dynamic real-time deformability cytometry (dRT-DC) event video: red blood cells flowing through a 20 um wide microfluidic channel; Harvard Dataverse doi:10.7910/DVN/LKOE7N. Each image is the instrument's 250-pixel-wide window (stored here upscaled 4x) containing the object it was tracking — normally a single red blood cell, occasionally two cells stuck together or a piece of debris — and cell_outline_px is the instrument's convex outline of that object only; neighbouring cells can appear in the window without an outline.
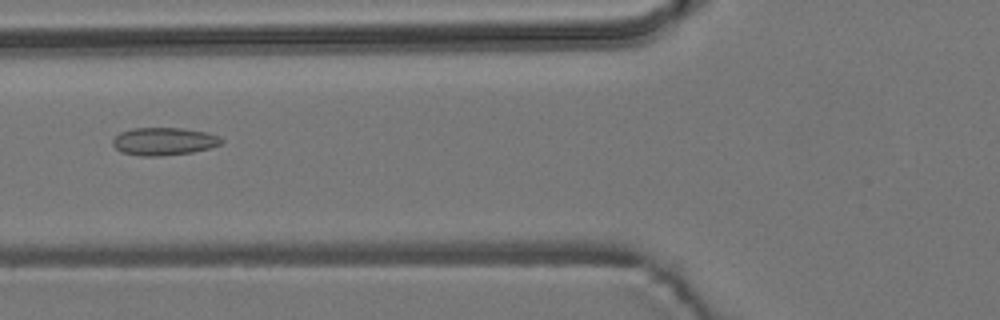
{"species": "common noctule bat (a hibernating species)", "species_latin": "Nyctalus noctula", "temperature_condition": "room temperature", "stored_images_in_passage": 54, "camera_frame_rate_fps": 3000, "um_per_image_px": 0.085, "animal": {"sex": "male", "body_mass_g": 19.2, "forearm_length_mm": 51.8}, "frame": {"image": 1, "passage_image": 21, "time_ms": 6.667, "image_size_px": [1000, 320], "cell_outline_px": [[224, 140], [220, 144], [208, 148], [192, 152], [160, 156], [140, 156], [120, 152], [112, 144], [112, 140], [120, 132], [132, 128], [184, 128], [204, 132], [220, 136]], "centroid_in_image_um": [13.9, 12.01], "position_along_channel_um": 111.9, "area_um2": 17.57}}
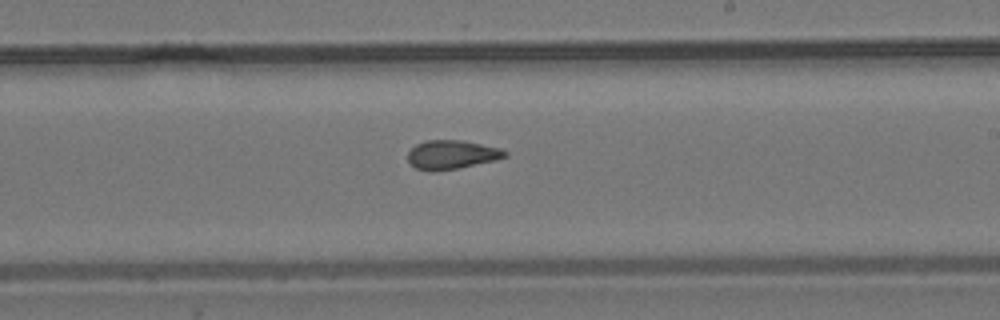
{"frame": {"image": 2, "passage_image": 32, "time_ms": 10.333, "image_size_px": [1000, 320], "cell_outline_px": [[508, 156], [496, 160], [460, 168], [432, 172], [428, 172], [416, 168], [408, 160], [408, 152], [416, 144], [428, 140], [464, 140], [500, 148], [508, 152]], "centroid_in_image_um": [38.41, 13.15], "position_along_channel_um": 250.6, "area_um2": 16.53}}
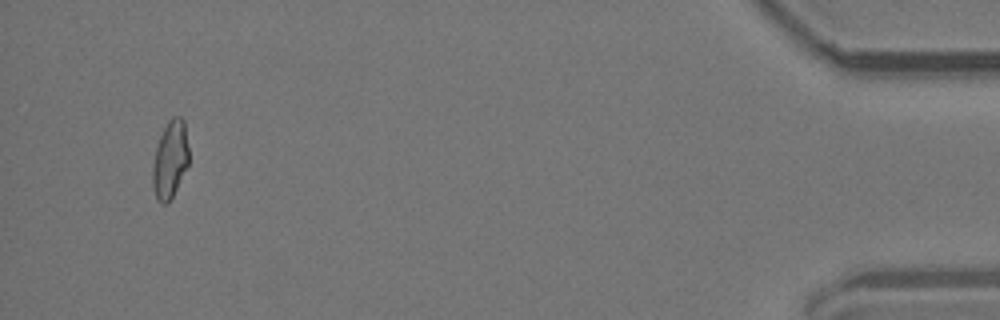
{"frame": {"image": 3, "passage_image": 52, "time_ms": 17.0, "image_size_px": [1000, 320], "cell_outline_px": [[188, 164], [168, 204], [160, 204], [156, 200], [152, 188], [152, 164], [156, 148], [160, 136], [168, 120], [172, 116], [180, 116], [184, 120], [188, 148]], "centroid_in_image_um": [14.43, 13.58], "position_along_channel_um": 420.8, "area_um2": 16.42}, "authors_computed_cell_mechanics": {"area_um2": 16.6753, "velocity_mm_per_s": 3.776, "shape_relaxation_time_tau1_ms": null, "shape_relaxation_time_tau2_ms": 1.7365, "deformation_change_tau1": null, "deformation_change_tau2": 0.0811}}